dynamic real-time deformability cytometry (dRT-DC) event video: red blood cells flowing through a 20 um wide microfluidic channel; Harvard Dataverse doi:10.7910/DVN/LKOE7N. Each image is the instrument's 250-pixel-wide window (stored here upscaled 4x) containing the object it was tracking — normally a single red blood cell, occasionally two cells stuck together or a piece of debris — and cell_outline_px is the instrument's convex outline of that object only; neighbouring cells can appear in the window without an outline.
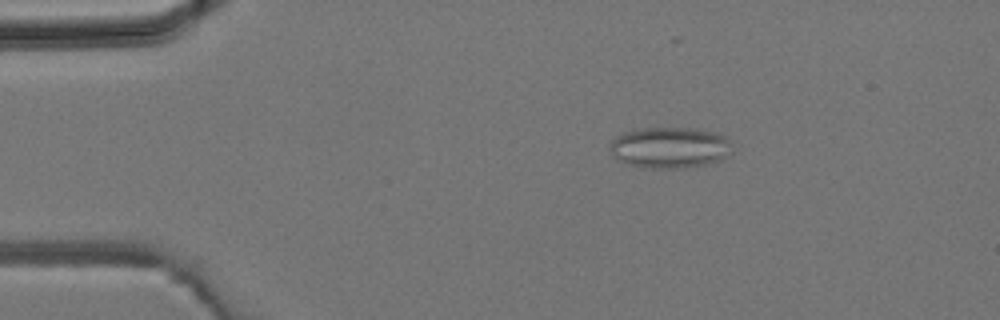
{"species": "common noctule bat (a hibernating species)", "species_latin": "Nyctalus noctula", "temperature_condition": "room temperature", "stored_images_in_passage": 45, "camera_frame_rate_fps": 3000, "um_per_image_px": 0.085, "animal": {"sex": "male", "body_mass_g": 19.2, "forearm_length_mm": 51.8}, "frame": {"image": 1, "passage_image": 8, "time_ms": 2.333, "image_size_px": [1000, 320], "cell_outline_px": [[732, 152], [720, 160], [704, 164], [684, 168], [644, 168], [628, 164], [612, 156], [608, 148], [612, 140], [616, 136], [624, 132], [644, 128], [692, 128], [716, 132], [724, 136], [732, 144]], "centroid_in_image_um": [56.92, 12.54], "position_along_channel_um": 28.1, "area_um2": 29.42}}
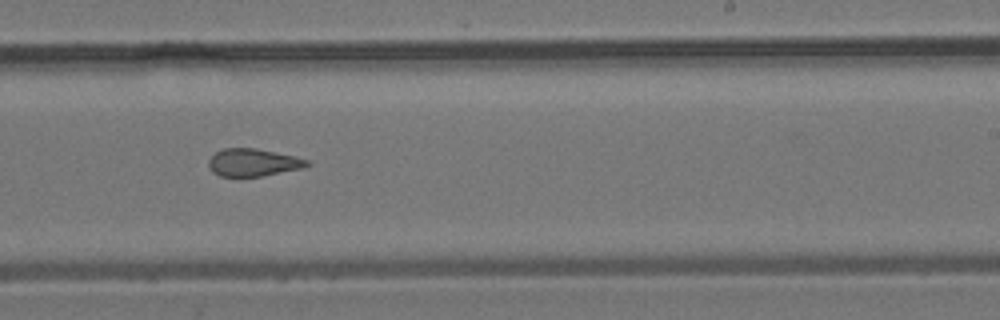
{"frame": {"image": 2, "passage_image": 27, "time_ms": 8.667, "image_size_px": [1000, 320], "cell_outline_px": [[312, 164], [304, 168], [260, 176], [220, 176], [212, 172], [208, 164], [208, 160], [216, 152], [224, 148], [256, 148], [292, 156], [308, 160]], "centroid_in_image_um": [21.51, 13.81], "position_along_channel_um": 267.5, "area_um2": 15.66}}
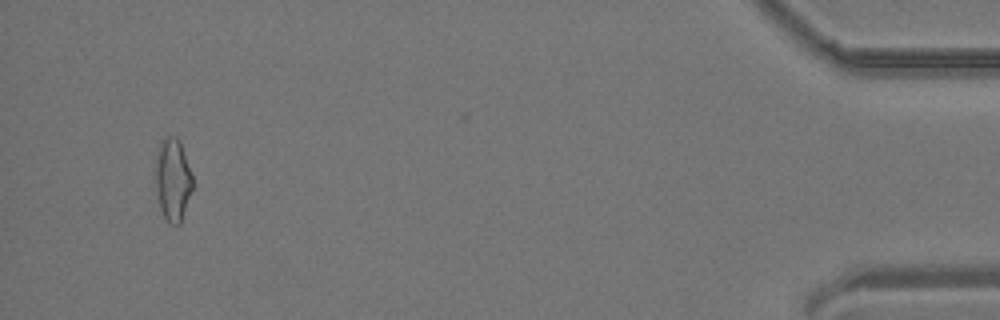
{"frame": {"image": 3, "passage_image": 42, "time_ms": 13.667, "image_size_px": [1000, 320], "cell_outline_px": [[192, 188], [180, 224], [168, 224], [160, 208], [152, 176], [156, 156], [160, 140], [164, 136], [176, 136], [180, 140], [192, 176]], "centroid_in_image_um": [14.63, 15.22], "position_along_channel_um": 420.6, "area_um2": 18.32}}